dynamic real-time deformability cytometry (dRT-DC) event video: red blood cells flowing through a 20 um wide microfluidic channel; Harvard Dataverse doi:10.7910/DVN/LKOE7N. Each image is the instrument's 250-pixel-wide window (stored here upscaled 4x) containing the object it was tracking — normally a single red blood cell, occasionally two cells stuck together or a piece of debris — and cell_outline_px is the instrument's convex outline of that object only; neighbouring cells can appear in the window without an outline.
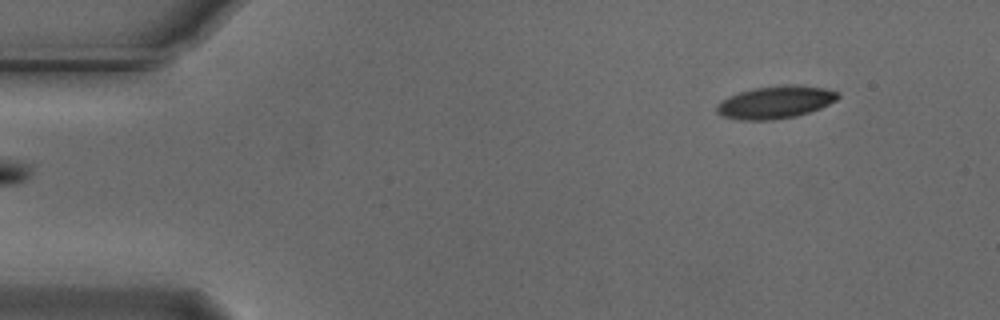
{"species": "Egyptian fruit bat (a non-hibernating species)", "species_latin": "Rousettus aegyptiacus", "temperature_condition": "cold", "stored_images_in_passage": 15, "camera_frame_rate_fps": 3000, "um_per_image_px": 0.085, "animal": {"sex": "male"}, "frame": {"image": 1, "passage_image": 1, "time_ms": 0.0, "image_size_px": [1000, 320], "cell_outline_px": [[840, 96], [836, 100], [820, 108], [796, 116], [772, 120], [740, 120], [724, 116], [716, 112], [716, 104], [728, 96], [752, 88], [784, 84], [796, 84], [824, 88], [840, 92]], "centroid_in_image_um": [65.91, 8.67], "position_along_channel_um": 19.1, "area_um2": 23.12}}
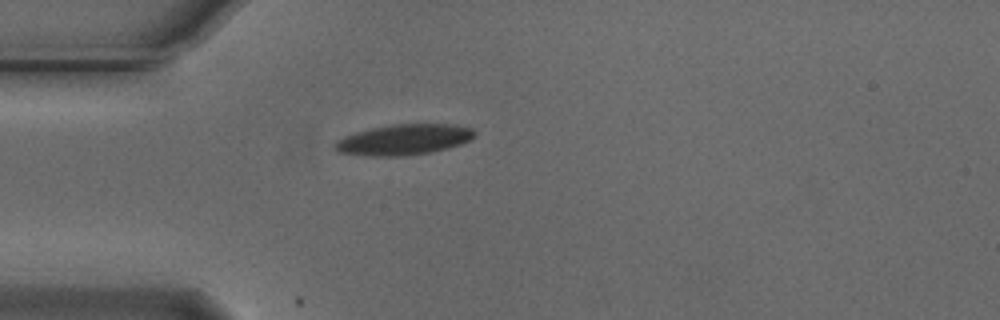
{"frame": {"image": 2, "passage_image": 10, "time_ms": 3.0, "image_size_px": [1000, 320], "cell_outline_px": [[476, 136], [472, 140], [448, 148], [432, 152], [400, 156], [368, 156], [336, 152], [332, 148], [332, 144], [336, 140], [344, 136], [356, 132], [372, 128], [392, 124], [452, 124], [472, 128], [476, 132]], "centroid_in_image_um": [34.31, 11.87], "position_along_channel_um": 50.7, "area_um2": 25.26}}
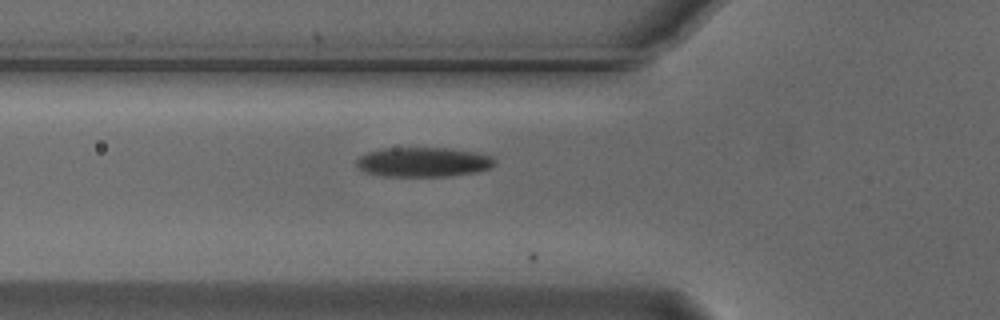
{"frame": {"image": 3, "passage_image": 14, "time_ms": 4.333, "image_size_px": [1000, 320], "cell_outline_px": [[496, 164], [492, 168], [476, 172], [448, 176], [384, 176], [364, 172], [356, 164], [356, 160], [360, 156], [368, 152], [380, 148], [448, 148], [476, 152], [492, 156], [496, 160]], "centroid_in_image_um": [36.01, 13.77], "position_along_channel_um": 89.8, "area_um2": 23.99}}